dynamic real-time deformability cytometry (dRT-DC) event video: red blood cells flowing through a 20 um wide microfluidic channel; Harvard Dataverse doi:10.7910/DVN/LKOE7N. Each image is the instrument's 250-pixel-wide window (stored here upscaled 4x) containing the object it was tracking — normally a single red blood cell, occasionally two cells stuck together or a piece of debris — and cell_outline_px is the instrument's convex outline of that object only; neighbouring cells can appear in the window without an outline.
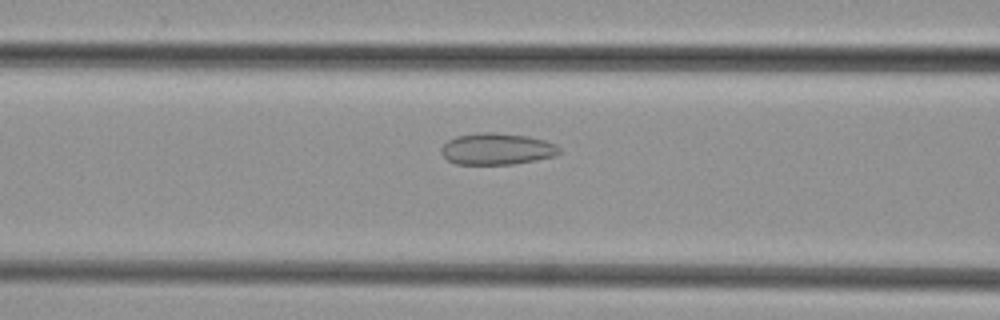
{"species": "common noctule bat (a hibernating species)", "species_latin": "Nyctalus noctula", "temperature_condition": "cold", "stored_images_in_passage": 48, "camera_frame_rate_fps": 3000, "um_per_image_px": 0.085, "animal": {"sex": "female", "body_mass_g": 29.2, "forearm_length_mm": 56.3}, "frame": {"image": 1, "passage_image": 19, "time_ms": 6.0, "image_size_px": [1000, 320], "cell_outline_px": [[560, 152], [556, 156], [536, 160], [512, 164], [456, 164], [448, 160], [440, 152], [440, 148], [448, 140], [456, 136], [480, 132], [492, 132], [524, 136], [544, 140], [556, 144], [560, 148]], "centroid_in_image_um": [42.22, 12.66], "position_along_channel_um": 124.4, "area_um2": 21.68}}
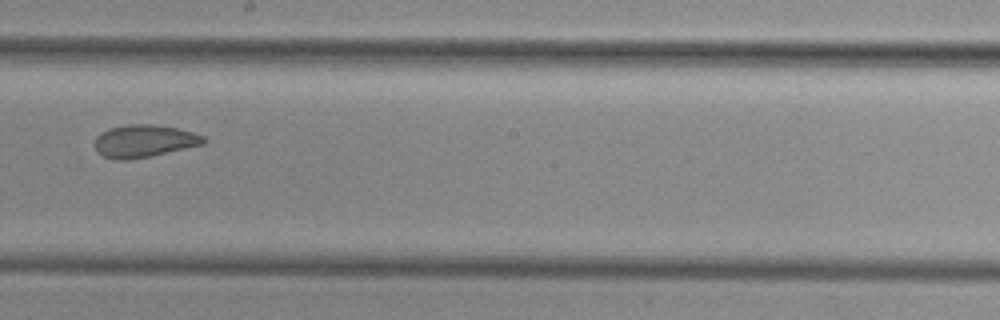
{"frame": {"image": 2, "passage_image": 27, "time_ms": 8.667, "image_size_px": [1000, 320], "cell_outline_px": [[208, 140], [204, 144], [152, 156], [128, 160], [116, 160], [104, 156], [96, 152], [96, 136], [100, 132], [108, 128], [128, 124], [152, 124], [176, 128], [192, 132], [204, 136]], "centroid_in_image_um": [12.25, 11.99], "position_along_channel_um": 236.0, "area_um2": 20.75}}
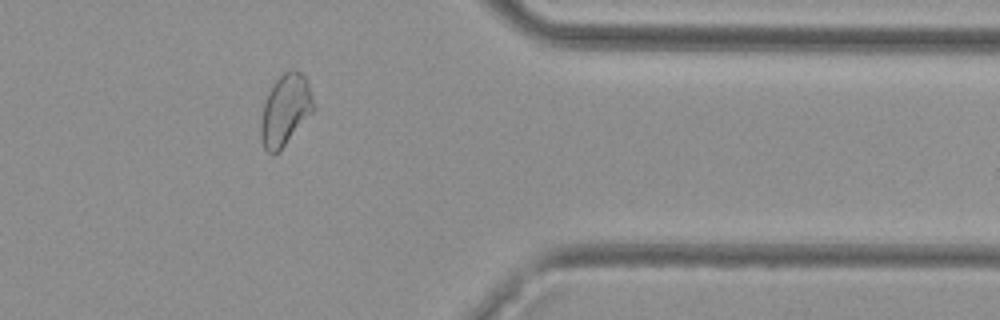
{"frame": {"image": 3, "passage_image": 39, "time_ms": 12.667, "image_size_px": [1000, 320], "cell_outline_px": [[316, 108], [284, 144], [272, 156], [264, 148], [260, 136], [260, 124], [264, 104], [268, 92], [272, 84], [288, 68], [292, 68], [300, 72], [308, 80]], "centroid_in_image_um": [24.26, 9.29], "position_along_channel_um": 387.1, "area_um2": 21.73}}